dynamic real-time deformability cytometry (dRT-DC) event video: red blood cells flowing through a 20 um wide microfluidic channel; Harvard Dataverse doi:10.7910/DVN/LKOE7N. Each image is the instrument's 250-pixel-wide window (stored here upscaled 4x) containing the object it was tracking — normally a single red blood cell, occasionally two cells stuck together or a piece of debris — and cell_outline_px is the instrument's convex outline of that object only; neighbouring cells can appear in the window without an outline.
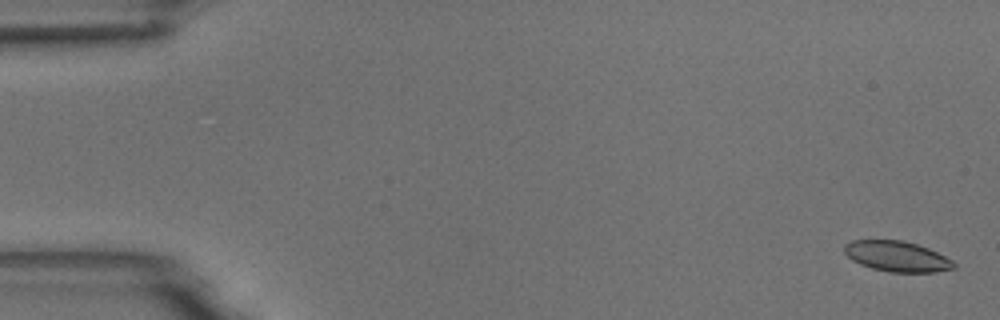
{"species": "common noctule bat (a hibernating species)", "species_latin": "Nyctalus noctula", "temperature_condition": "room temperature", "stored_images_in_passage": 7, "camera_frame_rate_fps": 3000, "um_per_image_px": 0.085, "animal": {"sex": "male", "body_mass_g": 18.8}, "frame": {"image": 1, "passage_image": 1, "time_ms": 0.0, "image_size_px": [1000, 320], "cell_outline_px": [[956, 268], [936, 272], [888, 272], [872, 268], [860, 264], [852, 260], [844, 252], [844, 244], [852, 240], [904, 240], [928, 248], [952, 260], [956, 264]], "centroid_in_image_um": [76.24, 21.79], "position_along_channel_um": 8.8, "area_um2": 19.48}}
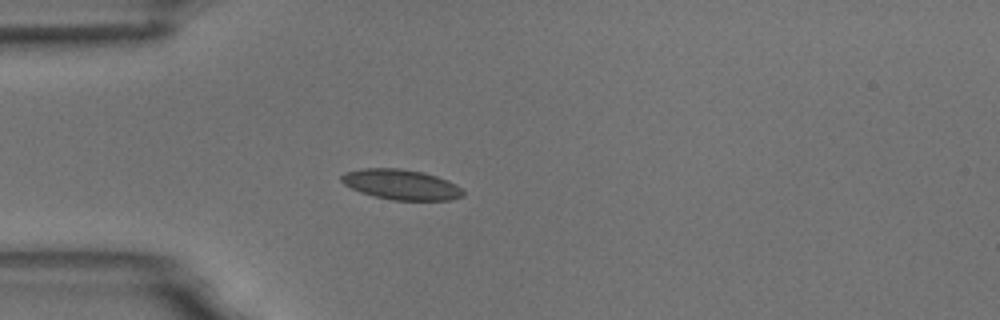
{"frame": {"image": 2, "passage_image": 5, "time_ms": 4.667, "image_size_px": [1000, 320], "cell_outline_px": [[464, 196], [448, 200], [392, 200], [360, 192], [344, 184], [340, 180], [340, 176], [344, 172], [360, 168], [400, 168], [424, 172], [448, 180], [456, 184], [464, 192]], "centroid_in_image_um": [34.08, 15.67], "position_along_channel_um": 50.9, "area_um2": 21.5}}